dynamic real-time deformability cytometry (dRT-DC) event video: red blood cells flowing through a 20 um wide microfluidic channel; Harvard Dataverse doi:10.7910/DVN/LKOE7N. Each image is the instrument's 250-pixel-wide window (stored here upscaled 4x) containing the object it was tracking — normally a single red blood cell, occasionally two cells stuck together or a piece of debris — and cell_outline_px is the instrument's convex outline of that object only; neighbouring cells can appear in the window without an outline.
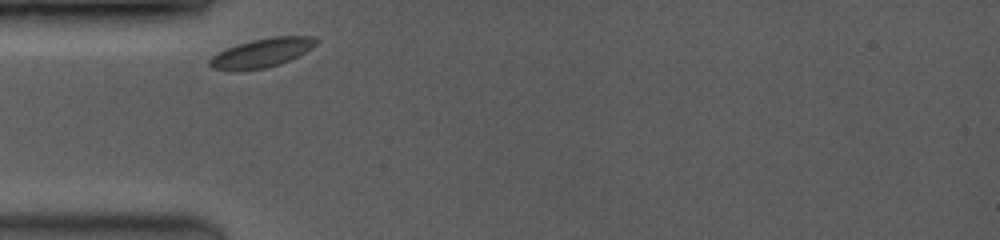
{"species": "common noctule bat (a hibernating species)", "species_latin": "Nyctalus noctula", "temperature_condition": "room temperature", "stored_images_in_passage": 8, "camera_frame_rate_fps": 3500, "um_per_image_px": 0.085, "animal": {"sex": "female", "body_mass_g": 19.0, "forearm_length_mm": 53.3}, "frame": {"image": 1, "passage_image": 1, "time_ms": 0.0, "image_size_px": [1000, 240], "cell_outline_px": [[320, 40], [312, 48], [280, 64], [264, 68], [240, 72], [228, 72], [212, 68], [208, 64], [208, 60], [212, 56], [228, 48], [252, 40], [272, 36], [312, 36]], "centroid_in_image_um": [22.22, 4.52], "position_along_channel_um": 62.8, "area_um2": 18.09}}
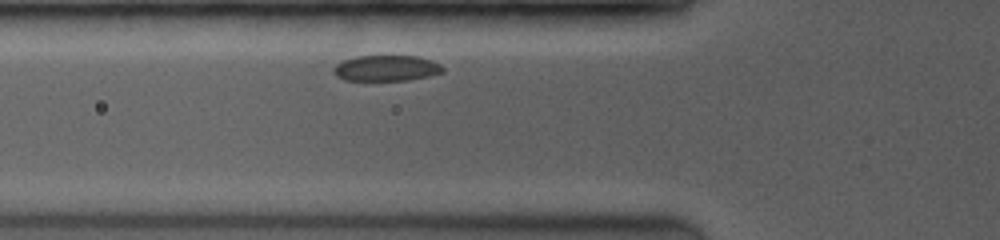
{"frame": {"image": 2, "passage_image": 2, "time_ms": 0.286, "image_size_px": [1000, 240], "cell_outline_px": [[444, 72], [428, 76], [408, 80], [344, 80], [336, 76], [332, 72], [332, 68], [336, 64], [344, 60], [356, 56], [416, 56], [432, 60], [440, 64], [444, 68]], "centroid_in_image_um": [32.82, 5.79], "position_along_channel_um": 93.0, "area_um2": 16.47}}
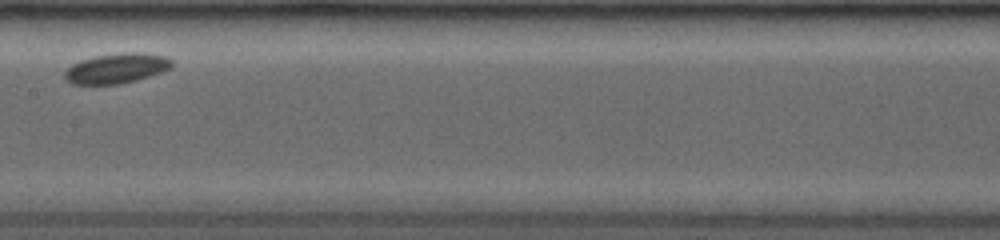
{"frame": {"image": 3, "passage_image": 6, "time_ms": 1.429, "image_size_px": [1000, 240], "cell_outline_px": [[172, 68], [136, 80], [120, 84], [72, 84], [64, 80], [64, 72], [72, 64], [80, 60], [96, 56], [120, 52], [144, 52], [164, 56], [172, 60]], "centroid_in_image_um": [9.89, 5.8], "position_along_channel_um": 197.5, "area_um2": 18.84}}